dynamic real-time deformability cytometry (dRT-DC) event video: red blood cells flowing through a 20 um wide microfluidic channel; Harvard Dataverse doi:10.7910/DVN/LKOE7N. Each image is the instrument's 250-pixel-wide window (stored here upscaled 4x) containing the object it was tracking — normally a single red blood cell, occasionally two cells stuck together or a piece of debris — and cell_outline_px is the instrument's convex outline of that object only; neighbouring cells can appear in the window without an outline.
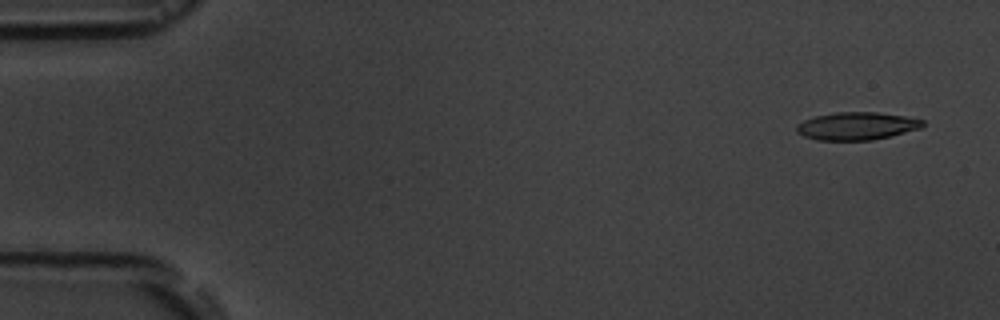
{"species": "common noctule bat (a hibernating species)", "species_latin": "Nyctalus noctula", "temperature_condition": "room temperature", "stored_images_in_passage": 2, "camera_frame_rate_fps": 3000, "um_per_image_px": 0.085, "animal": {"sex": "male", "body_mass_g": 19.5, "forearm_length_mm": 54.6}, "frame": {"image": 1, "passage_image": 1, "time_ms": 0.0, "image_size_px": [1000, 320], "cell_outline_px": [[924, 124], [920, 128], [872, 140], [816, 140], [804, 136], [796, 132], [796, 124], [812, 116], [836, 112], [880, 112], [904, 116], [924, 120]], "centroid_in_image_um": [72.77, 10.7], "position_along_channel_um": 12.2, "area_um2": 20.4}}